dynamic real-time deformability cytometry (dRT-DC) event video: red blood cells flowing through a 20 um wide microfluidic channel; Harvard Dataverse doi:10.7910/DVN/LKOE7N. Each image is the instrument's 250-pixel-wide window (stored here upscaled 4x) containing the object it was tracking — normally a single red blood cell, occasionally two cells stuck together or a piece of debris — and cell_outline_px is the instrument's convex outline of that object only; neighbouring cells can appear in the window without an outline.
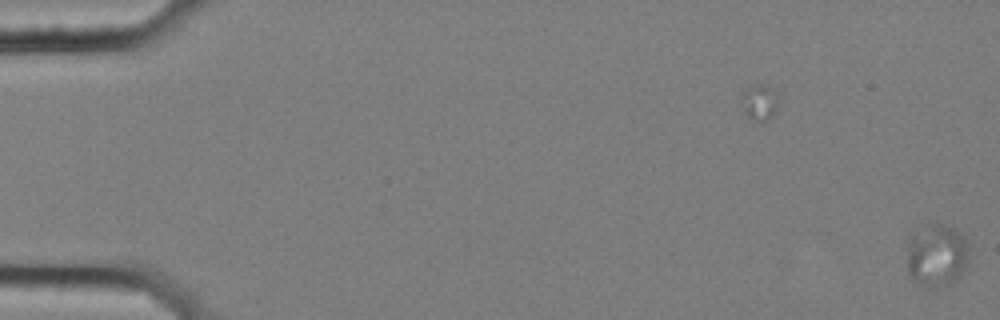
{"species": "common noctule bat (a hibernating species)", "species_latin": "Nyctalus noctula", "temperature_condition": "cold", "stored_images_in_passage": 5, "camera_frame_rate_fps": 3000, "um_per_image_px": 0.085, "animal": {"sex": "female", "body_mass_g": 25.1}, "frame": {"image": 1, "passage_image": 5, "time_ms": 1.333, "image_size_px": [1000, 320], "cell_outline_px": [[968, 248], [964, 264], [960, 276], [956, 280], [948, 284], [936, 288], [928, 288], [912, 280], [908, 272], [908, 240], [932, 220], [936, 220], [952, 228], [968, 244]], "centroid_in_image_um": [79.58, 21.71], "position_along_channel_um": 5.4, "area_um2": 22.37}}